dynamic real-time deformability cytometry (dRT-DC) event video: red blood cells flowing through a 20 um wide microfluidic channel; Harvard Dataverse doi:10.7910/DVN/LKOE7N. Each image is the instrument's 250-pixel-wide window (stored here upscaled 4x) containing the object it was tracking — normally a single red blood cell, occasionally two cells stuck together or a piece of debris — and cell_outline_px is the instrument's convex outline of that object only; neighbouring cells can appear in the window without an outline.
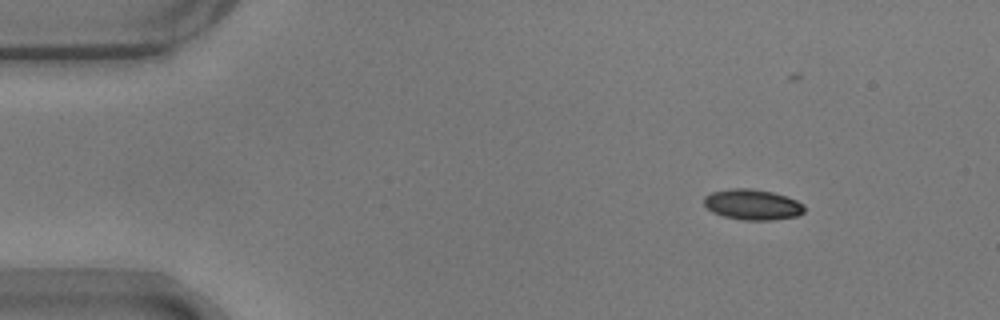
{"species": "common noctule bat (a hibernating species)", "species_latin": "Nyctalus noctula", "temperature_condition": "warm", "stored_images_in_passage": 37, "camera_frame_rate_fps": 3000, "um_per_image_px": 0.085, "animal": {"sex": "male", "body_mass_g": 17.9}, "frame": {"image": 1, "passage_image": 1, "time_ms": 0.0, "image_size_px": [1000, 320], "cell_outline_px": [[804, 212], [796, 216], [772, 220], [744, 220], [724, 216], [712, 212], [704, 204], [704, 196], [712, 192], [732, 188], [752, 188], [772, 192], [796, 200], [804, 204]], "centroid_in_image_um": [63.95, 17.38], "position_along_channel_um": 21.0, "area_um2": 17.8}}
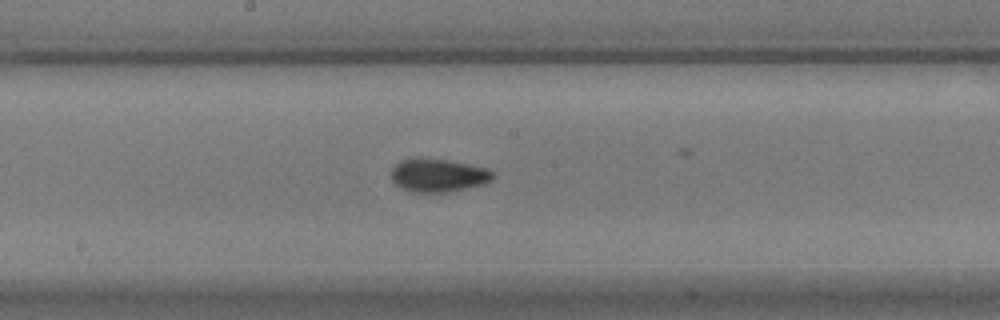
{"frame": {"image": 2, "passage_image": 23, "time_ms": 7.333, "image_size_px": [1000, 320], "cell_outline_px": [[496, 176], [492, 180], [484, 184], [448, 192], [412, 192], [400, 188], [392, 180], [392, 168], [400, 160], [412, 156], [420, 156], [448, 160], [488, 168]], "centroid_in_image_um": [37.23, 14.87], "position_along_channel_um": 211.0, "area_um2": 20.11}}
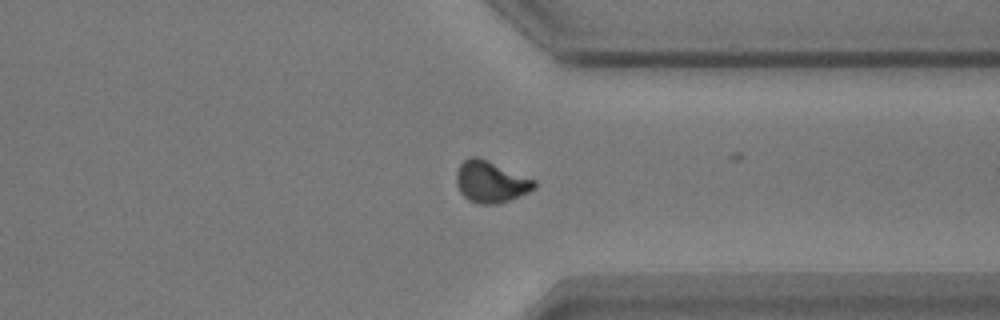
{"frame": {"image": 3, "passage_image": 36, "time_ms": 11.667, "image_size_px": [1000, 320], "cell_outline_px": [[536, 188], [520, 196], [496, 204], [476, 204], [468, 200], [460, 192], [456, 184], [456, 172], [460, 164], [468, 156], [476, 156], [536, 180]], "centroid_in_image_um": [41.69, 15.46], "position_along_channel_um": 369.7, "area_um2": 18.84}}